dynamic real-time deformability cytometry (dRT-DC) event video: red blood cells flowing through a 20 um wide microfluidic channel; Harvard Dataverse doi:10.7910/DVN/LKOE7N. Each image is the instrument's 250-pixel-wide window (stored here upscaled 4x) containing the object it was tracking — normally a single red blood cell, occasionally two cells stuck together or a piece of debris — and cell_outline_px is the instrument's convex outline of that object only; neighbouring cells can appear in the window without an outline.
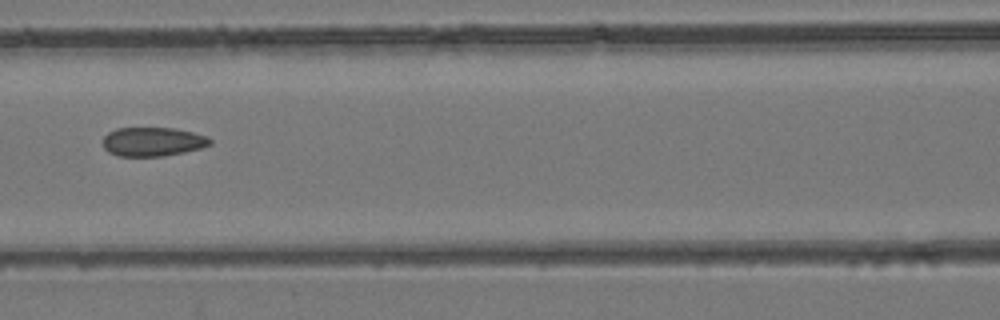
{"species": "common noctule bat (a hibernating species)", "species_latin": "Nyctalus noctula", "temperature_condition": "room temperature", "stored_images_in_passage": 7, "camera_frame_rate_fps": 3000, "um_per_image_px": 0.085, "animal": {"sex": "female", "body_mass_g": 24.6, "forearm_length_mm": 56.2}, "frame": {"image": 1, "passage_image": 7, "time_ms": 6.667, "image_size_px": [1000, 320], "cell_outline_px": [[212, 144], [200, 148], [184, 152], [164, 156], [116, 156], [108, 152], [104, 148], [104, 136], [108, 132], [116, 128], [176, 128], [208, 136], [212, 140]], "centroid_in_image_um": [12.99, 12.04], "position_along_channel_um": 153.6, "area_um2": 18.21}}